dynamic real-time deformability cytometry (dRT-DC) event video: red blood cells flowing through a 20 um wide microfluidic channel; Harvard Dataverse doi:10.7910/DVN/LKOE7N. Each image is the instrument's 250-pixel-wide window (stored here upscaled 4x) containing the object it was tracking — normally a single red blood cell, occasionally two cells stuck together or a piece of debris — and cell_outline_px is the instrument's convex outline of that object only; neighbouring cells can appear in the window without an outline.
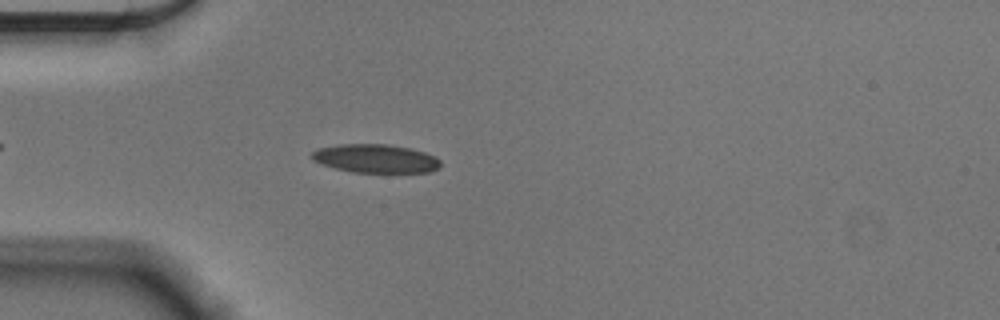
{"species": "Egyptian fruit bat (a non-hibernating species)", "species_latin": "Rousettus aegyptiacus", "temperature_condition": "cold", "stored_images_in_passage": 47, "camera_frame_rate_fps": 3000, "um_per_image_px": 0.085, "animal": {"sex": "male"}, "frame": {"image": 1, "passage_image": 7, "time_ms": 2.0, "image_size_px": [1000, 320], "cell_outline_px": [[440, 168], [432, 172], [352, 172], [336, 168], [312, 160], [312, 152], [320, 148], [340, 144], [388, 144], [408, 148], [424, 152], [440, 160]], "centroid_in_image_um": [31.95, 13.48], "position_along_channel_um": 53.1, "area_um2": 21.15}}
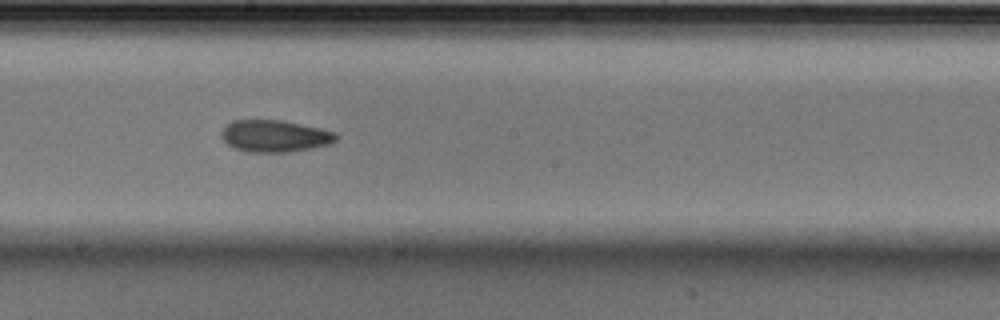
{"frame": {"image": 2, "passage_image": 22, "time_ms": 7.0, "image_size_px": [1000, 320], "cell_outline_px": [[336, 140], [328, 144], [312, 148], [288, 152], [248, 152], [232, 148], [220, 136], [220, 132], [232, 120], [284, 120], [320, 128], [336, 132]], "centroid_in_image_um": [23.33, 11.56], "position_along_channel_um": 224.9, "area_um2": 21.39}}
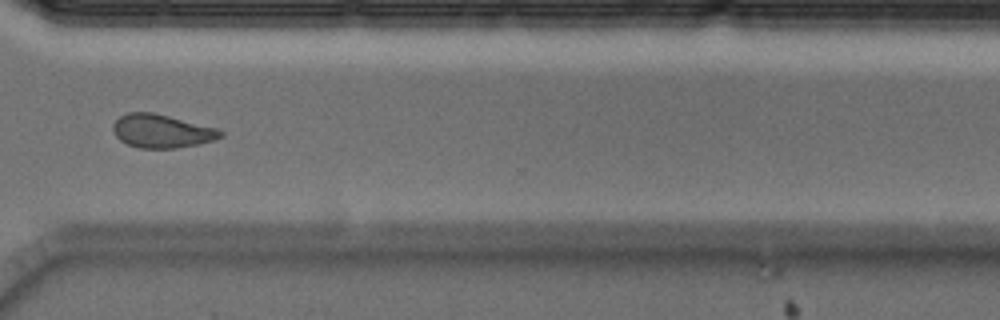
{"frame": {"image": 3, "passage_image": 33, "time_ms": 10.667, "image_size_px": [1000, 320], "cell_outline_px": [[224, 136], [212, 140], [196, 144], [176, 148], [140, 148], [128, 144], [120, 140], [112, 132], [112, 124], [120, 116], [128, 112], [152, 112], [216, 128], [224, 132]], "centroid_in_image_um": [13.7, 11.14], "position_along_channel_um": 356.9, "area_um2": 20.75}, "authors_computed_cell_mechanics": {"area_um2": 21.1548, "velocity_mm_per_s": 3.6068, "shape_relaxation_time_tau1_ms": 7.1411, "shape_relaxation_time_tau2_ms": 3.9971, "deformation_change_tau1": 0.1361, "deformation_change_tau2": 0.0953}}